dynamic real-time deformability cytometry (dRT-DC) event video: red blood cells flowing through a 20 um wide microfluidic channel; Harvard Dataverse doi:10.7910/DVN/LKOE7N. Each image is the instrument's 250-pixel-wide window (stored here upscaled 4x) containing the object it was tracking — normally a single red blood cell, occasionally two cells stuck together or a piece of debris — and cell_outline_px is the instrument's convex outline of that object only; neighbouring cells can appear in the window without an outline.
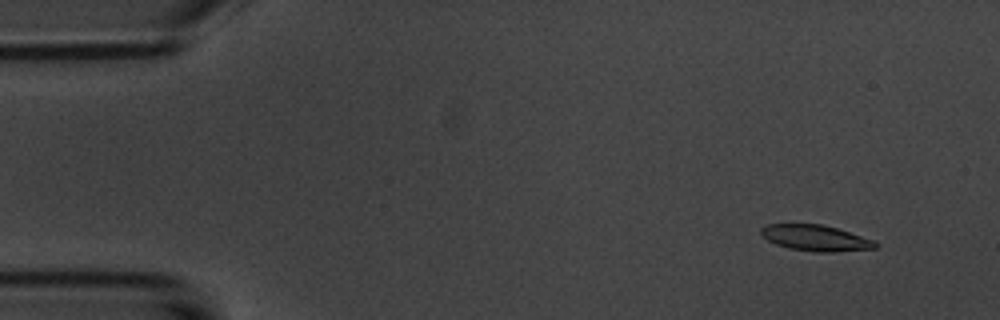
{"species": "common noctule bat (a hibernating species)", "species_latin": "Nyctalus noctula", "temperature_condition": "room temperature", "stored_images_in_passage": 5, "camera_frame_rate_fps": 3000, "um_per_image_px": 0.085, "animal": {"sex": "male", "body_mass_g": 20.1, "forearm_length_mm": 53.5}, "frame": {"image": 1, "passage_image": 2, "time_ms": 1.333, "image_size_px": [1000, 320], "cell_outline_px": [[880, 244], [876, 248], [836, 252], [820, 252], [792, 248], [776, 244], [768, 240], [760, 232], [760, 228], [768, 224], [820, 224], [836, 228], [872, 240]], "centroid_in_image_um": [69.33, 20.22], "position_along_channel_um": 15.7, "area_um2": 16.94}}